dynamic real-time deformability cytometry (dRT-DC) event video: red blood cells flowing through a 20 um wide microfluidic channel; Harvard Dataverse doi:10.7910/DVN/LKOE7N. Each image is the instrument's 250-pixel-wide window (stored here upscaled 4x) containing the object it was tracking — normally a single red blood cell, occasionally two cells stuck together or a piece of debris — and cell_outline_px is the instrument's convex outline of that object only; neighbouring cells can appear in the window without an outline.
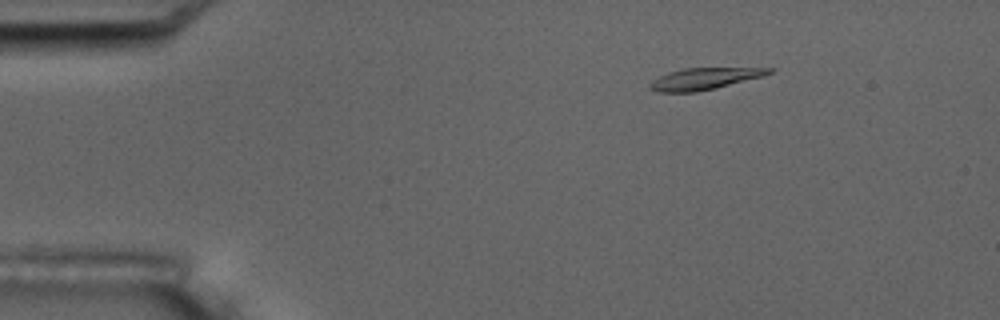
{"species": "common noctule bat (a hibernating species)", "species_latin": "Nyctalus noctula", "temperature_condition": "room temperature", "stored_images_in_passage": 6, "camera_frame_rate_fps": 3000, "um_per_image_px": 0.085, "animal": {"sex": "male", "body_mass_g": 17.5, "forearm_length_mm": 52.3}, "frame": {"image": 1, "passage_image": 3, "time_ms": 2.333, "image_size_px": [1000, 320], "cell_outline_px": [[776, 68], [772, 72], [764, 76], [716, 88], [696, 92], [656, 92], [648, 88], [648, 84], [652, 80], [668, 72], [684, 68]], "centroid_in_image_um": [59.84, 6.69], "position_along_channel_um": 25.2, "area_um2": 15.09}}
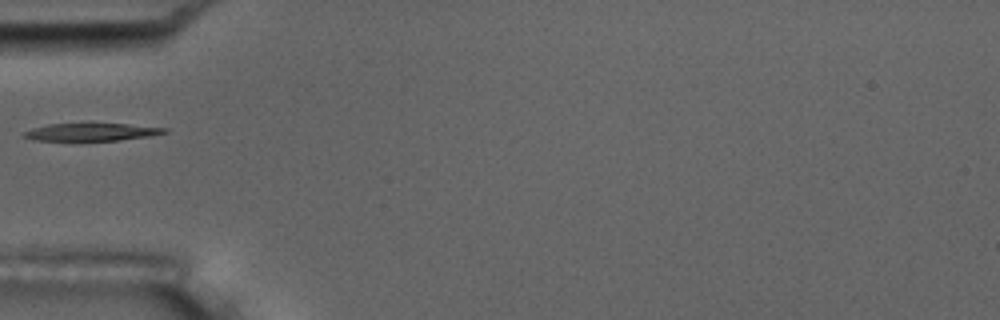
{"frame": {"image": 2, "passage_image": 6, "time_ms": 5.667, "image_size_px": [1000, 320], "cell_outline_px": [[168, 132], [152, 136], [120, 140], [32, 140], [20, 136], [24, 132], [32, 128], [48, 124], [128, 124], [168, 128]], "centroid_in_image_um": [7.79, 11.22], "position_along_channel_um": 77.2, "area_um2": 14.33}}